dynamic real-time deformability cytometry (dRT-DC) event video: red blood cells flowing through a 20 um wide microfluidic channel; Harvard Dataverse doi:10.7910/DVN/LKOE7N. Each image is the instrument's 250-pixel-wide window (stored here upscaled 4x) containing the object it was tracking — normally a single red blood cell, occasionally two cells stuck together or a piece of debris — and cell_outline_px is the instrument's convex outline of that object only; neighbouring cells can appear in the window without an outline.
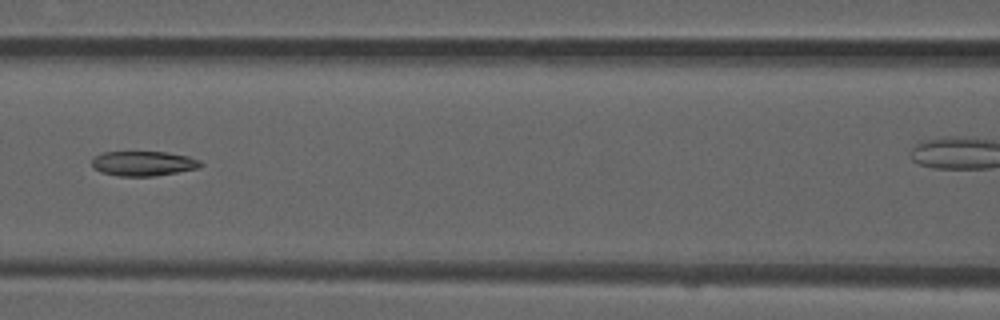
{"species": "common noctule bat (a hibernating species)", "species_latin": "Nyctalus noctula", "temperature_condition": "room temperature", "stored_images_in_passage": 7, "segment_of_instrument_passage": [1, 2], "camera_frame_rate_fps": 3000, "um_per_image_px": 0.085, "animal": {"sex": "male", "forearm_length_mm": 52.5}, "frame": {"image": 1, "passage_image": 5, "time_ms": 1.333, "image_size_px": [1000, 320], "cell_outline_px": [[204, 164], [200, 168], [156, 176], [120, 176], [100, 172], [92, 168], [92, 160], [96, 156], [104, 152], [164, 152], [188, 156], [200, 160]], "centroid_in_image_um": [12.21, 13.9], "position_along_channel_um": 154.4, "area_um2": 15.78}}
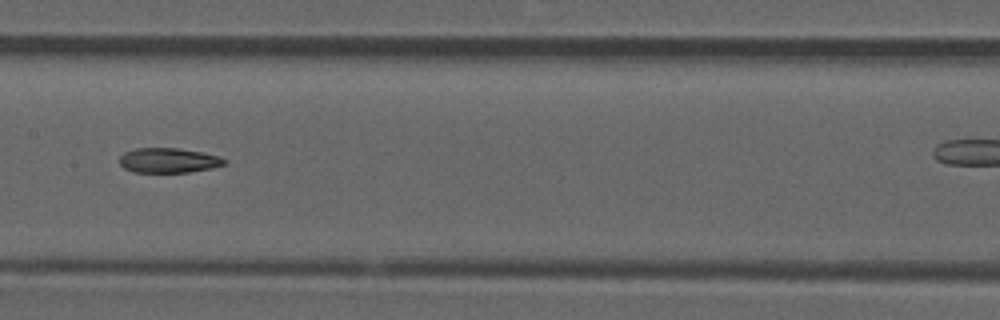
{"frame": {"image": 2, "passage_image": 6, "time_ms": 1.667, "image_size_px": [1000, 320], "cell_outline_px": [[228, 164], [212, 168], [188, 172], [132, 172], [124, 168], [120, 164], [120, 156], [124, 152], [136, 148], [176, 148], [200, 152], [220, 156], [228, 160]], "centroid_in_image_um": [14.35, 13.63], "position_along_channel_um": 193.0, "area_um2": 15.26}}